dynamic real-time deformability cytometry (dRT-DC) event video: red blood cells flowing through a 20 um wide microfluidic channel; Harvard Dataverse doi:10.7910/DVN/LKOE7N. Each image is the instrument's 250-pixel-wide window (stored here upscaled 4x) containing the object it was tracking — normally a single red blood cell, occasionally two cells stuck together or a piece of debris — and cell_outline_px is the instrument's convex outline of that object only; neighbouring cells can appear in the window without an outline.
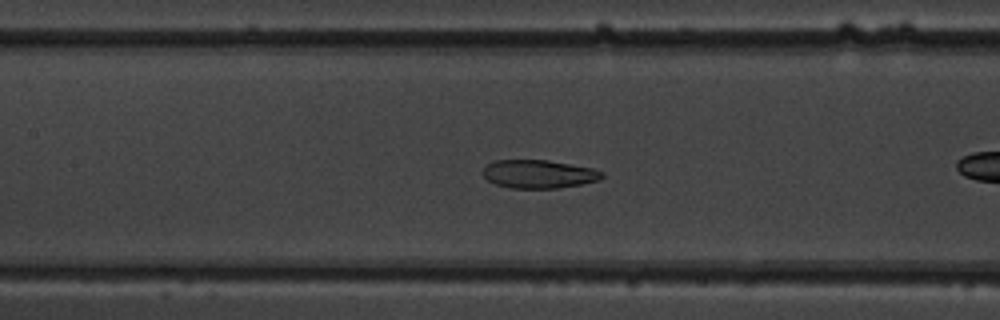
{"species": "common noctule bat (a hibernating species)", "species_latin": "Nyctalus noctula", "temperature_condition": "warm", "stored_images_in_passage": 27, "camera_frame_rate_fps": 3000, "um_per_image_px": 0.085, "animal": {"sex": "male", "body_mass_g": 19.5, "forearm_length_mm": 54.6}, "frame": {"image": 1, "passage_image": 8, "time_ms": 2.333, "image_size_px": [1000, 320], "cell_outline_px": [[604, 176], [600, 180], [580, 184], [556, 188], [508, 188], [496, 184], [488, 180], [484, 176], [484, 168], [488, 164], [496, 160], [548, 160], [592, 168], [604, 172]], "centroid_in_image_um": [45.81, 14.79], "position_along_channel_um": 161.6, "area_um2": 19.54}, "authors_computed_cell_mechanics": {"area_um2": 20.23, "velocity_mm_per_s": 3.8578, "shape_relaxation_time_tau1_ms": 5.2129, "shape_relaxation_time_tau2_ms": 2.2003, "deformation_change_tau1": 0.1421, "deformation_change_tau2": 0.0582}}